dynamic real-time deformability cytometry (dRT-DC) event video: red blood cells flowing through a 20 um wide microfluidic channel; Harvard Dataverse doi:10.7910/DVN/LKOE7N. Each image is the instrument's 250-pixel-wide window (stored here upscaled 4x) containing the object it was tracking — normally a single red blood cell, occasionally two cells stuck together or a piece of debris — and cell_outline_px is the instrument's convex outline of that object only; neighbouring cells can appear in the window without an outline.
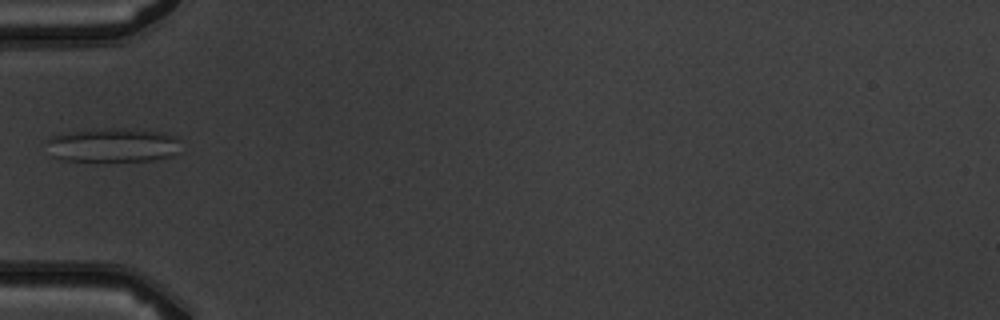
{"species": "common noctule bat (a hibernating species)", "species_latin": "Nyctalus noctula", "temperature_condition": "warm", "stored_images_in_passage": 6, "camera_frame_rate_fps": 3000, "um_per_image_px": 0.085, "animal": {"sex": "male", "body_mass_g": 19.5, "forearm_length_mm": 54.6}, "frame": {"image": 1, "passage_image": 6, "time_ms": 5.667, "image_size_px": [1000, 320], "cell_outline_px": [[176, 152], [172, 156], [152, 160], [64, 160], [52, 156], [44, 140], [48, 136], [96, 128], [124, 128], [168, 132], [176, 136]], "centroid_in_image_um": [9.54, 12.3], "position_along_channel_um": 75.5, "area_um2": 26.53}}